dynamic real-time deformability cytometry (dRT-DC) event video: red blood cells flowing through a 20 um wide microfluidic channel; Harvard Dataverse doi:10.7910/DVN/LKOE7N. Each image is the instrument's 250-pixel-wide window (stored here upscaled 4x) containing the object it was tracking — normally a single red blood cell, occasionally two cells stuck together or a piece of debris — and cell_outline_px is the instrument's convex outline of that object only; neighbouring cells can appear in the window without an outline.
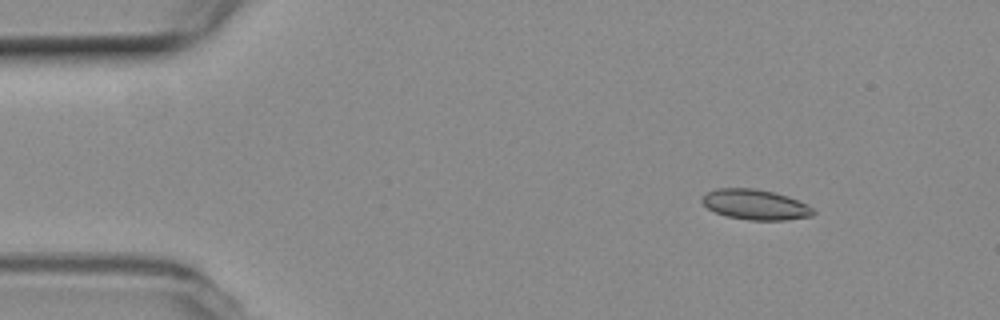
{"species": "common noctule bat (a hibernating species)", "species_latin": "Nyctalus noctula", "temperature_condition": "room temperature", "stored_images_in_passage": 54, "camera_frame_rate_fps": 3000, "um_per_image_px": 0.085, "animal": {"sex": "female", "body_mass_g": 19.3, "forearm_length_mm": 54.1}, "frame": {"image": 1, "passage_image": 6, "time_ms": 1.667, "image_size_px": [1000, 320], "cell_outline_px": [[816, 212], [812, 216], [788, 220], [748, 220], [724, 216], [708, 208], [700, 200], [708, 192], [716, 188], [756, 188], [788, 196], [808, 204]], "centroid_in_image_um": [64.23, 17.39], "position_along_channel_um": 20.8, "area_um2": 19.71}}
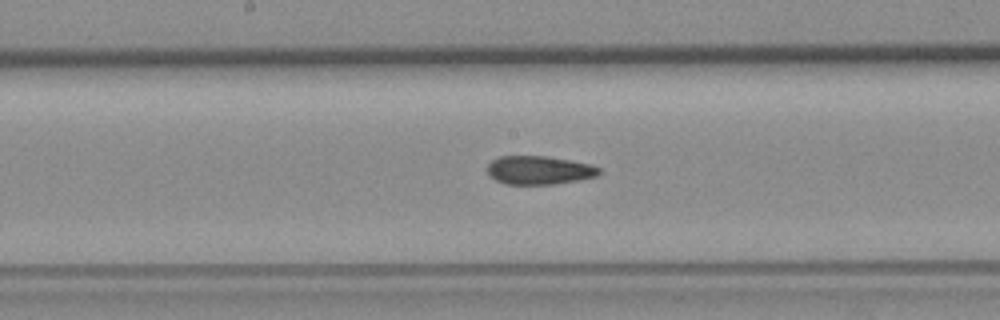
{"frame": {"image": 2, "passage_image": 27, "time_ms": 8.667, "image_size_px": [1000, 320], "cell_outline_px": [[600, 172], [596, 176], [556, 184], [504, 184], [488, 176], [488, 164], [492, 160], [500, 156], [548, 156], [592, 164], [600, 168]], "centroid_in_image_um": [45.81, 14.46], "position_along_channel_um": 202.4, "area_um2": 18.61}}
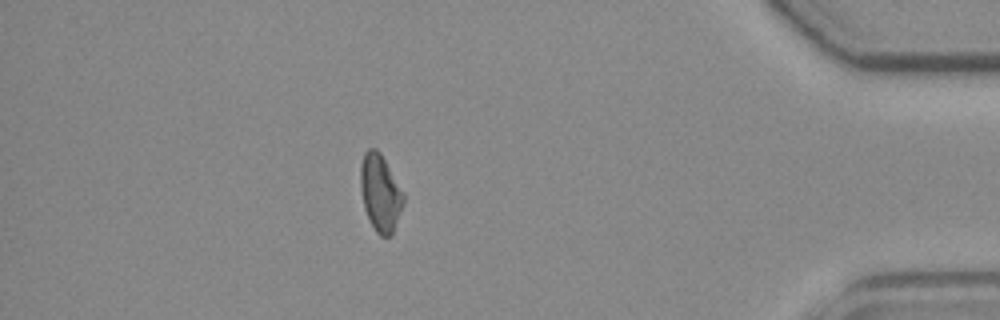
{"frame": {"image": 3, "passage_image": 47, "time_ms": 15.333, "image_size_px": [1000, 320], "cell_outline_px": [[404, 204], [392, 232], [388, 236], [380, 236], [376, 232], [364, 208], [360, 188], [360, 164], [364, 152], [368, 148], [376, 148], [380, 152], [404, 192]], "centroid_in_image_um": [32.31, 16.35], "position_along_channel_um": 402.9, "area_um2": 19.25}, "authors_computed_cell_mechanics": {"area_um2": 19.3919, "velocity_mm_per_s": 3.7392, "shape_relaxation_time_tau1_ms": null, "shape_relaxation_time_tau2_ms": 3.9359, "deformation_change_tau1": null, "deformation_change_tau2": 0.1059}}